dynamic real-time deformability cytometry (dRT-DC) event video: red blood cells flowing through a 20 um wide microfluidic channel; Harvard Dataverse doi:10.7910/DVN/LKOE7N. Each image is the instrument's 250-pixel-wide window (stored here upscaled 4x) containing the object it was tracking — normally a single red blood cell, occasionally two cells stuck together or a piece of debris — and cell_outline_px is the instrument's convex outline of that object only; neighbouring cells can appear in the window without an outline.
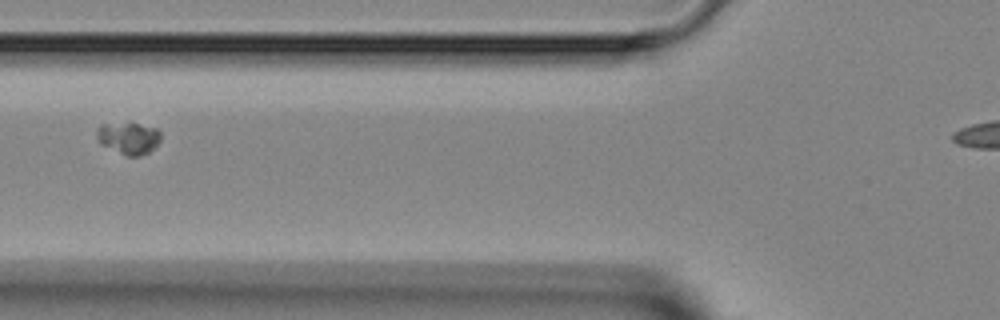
{"species": "Egyptian fruit bat (a non-hibernating species)", "species_latin": "Rousettus aegyptiacus", "temperature_condition": "room temperature", "stored_images_in_passage": 2, "camera_frame_rate_fps": 3000, "um_per_image_px": 0.085, "animal": {"sex": "female"}, "frame": {"image": 1, "passage_image": 2, "time_ms": 1.0, "image_size_px": [1000, 320], "cell_outline_px": [[160, 140], [148, 152], [140, 156], [128, 156], [100, 144], [96, 136], [96, 128], [100, 124], [128, 120], [156, 128], [160, 132]], "centroid_in_image_um": [10.88, 11.67], "position_along_channel_um": 114.9, "area_um2": 12.31}}